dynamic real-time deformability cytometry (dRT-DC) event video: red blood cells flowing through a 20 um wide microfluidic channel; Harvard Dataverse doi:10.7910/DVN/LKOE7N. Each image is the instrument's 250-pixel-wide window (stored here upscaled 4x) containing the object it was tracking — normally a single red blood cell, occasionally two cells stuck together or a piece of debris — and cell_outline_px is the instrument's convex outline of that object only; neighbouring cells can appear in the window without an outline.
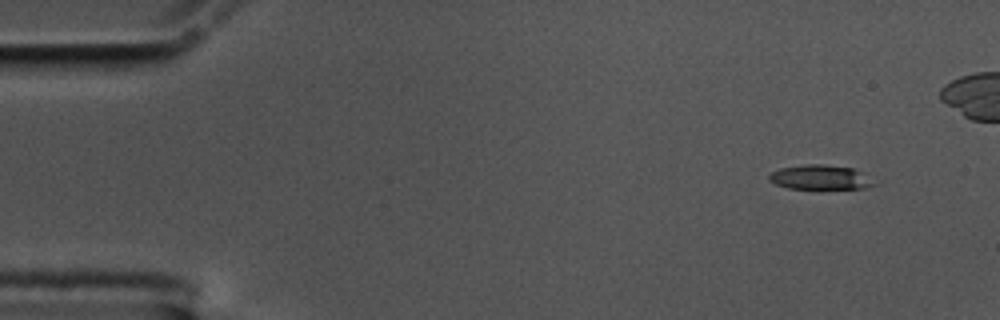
{"species": "common noctule bat (a hibernating species)", "species_latin": "Nyctalus noctula", "temperature_condition": "cold", "stored_images_in_passage": 47, "camera_frame_rate_fps": 3000, "um_per_image_px": 0.085, "animal": {"sex": "male", "body_mass_g": 17.5, "forearm_length_mm": 52.3}, "frame": {"image": 1, "passage_image": 1, "time_ms": 0.0, "image_size_px": [1000, 320], "cell_outline_px": [[876, 184], [864, 188], [788, 188], [776, 184], [768, 180], [768, 176], [772, 172], [780, 168], [804, 164], [824, 164], [852, 168], [860, 172]], "centroid_in_image_um": [69.65, 15.06], "position_along_channel_um": 15.3, "area_um2": 14.68}}
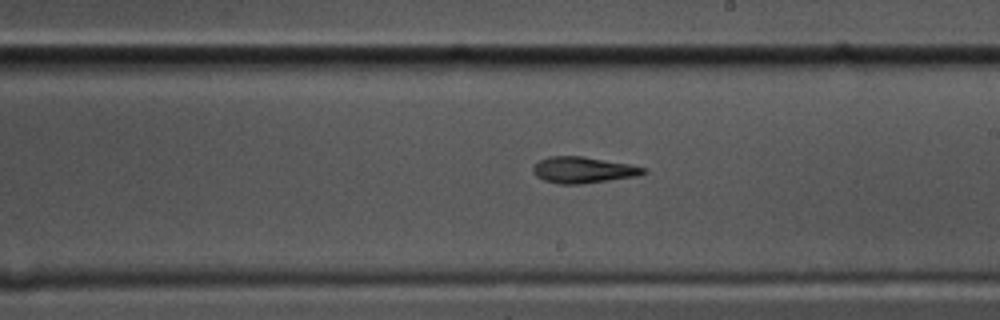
{"frame": {"image": 2, "passage_image": 29, "time_ms": 9.333, "image_size_px": [1000, 320], "cell_outline_px": [[648, 172], [636, 176], [580, 184], [560, 184], [544, 180], [536, 176], [532, 172], [532, 168], [540, 160], [548, 156], [584, 156], [628, 164], [648, 168]], "centroid_in_image_um": [49.56, 14.44], "position_along_channel_um": 239.4, "area_um2": 16.82}}
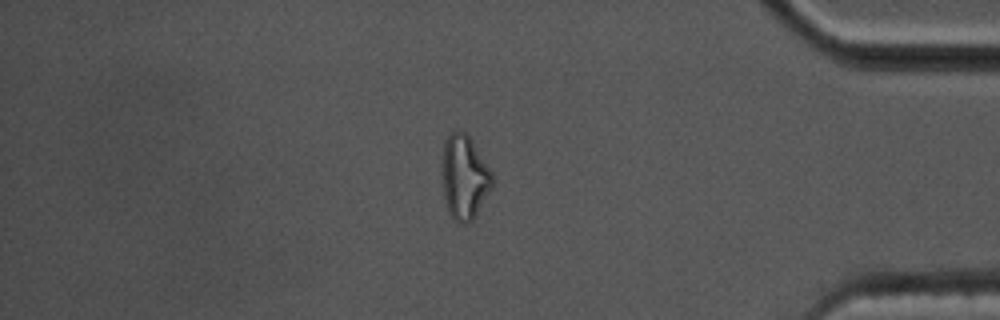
{"frame": {"image": 3, "passage_image": 45, "time_ms": 14.667, "image_size_px": [1000, 320], "cell_outline_px": [[492, 188], [472, 220], [464, 224], [460, 224], [448, 212], [444, 196], [440, 160], [440, 156], [444, 140], [452, 132], [464, 132], [472, 140], [492, 172]], "centroid_in_image_um": [39.43, 15.04], "position_along_channel_um": 395.8, "area_um2": 24.74}, "authors_computed_cell_mechanics": {"area_um2": 16.5886, "velocity_mm_per_s": 3.5059, "shape_relaxation_time_tau1_ms": 5.5689, "shape_relaxation_time_tau2_ms": 3.2315, "deformation_change_tau1": 0.2111, "deformation_change_tau2": 0.145}}